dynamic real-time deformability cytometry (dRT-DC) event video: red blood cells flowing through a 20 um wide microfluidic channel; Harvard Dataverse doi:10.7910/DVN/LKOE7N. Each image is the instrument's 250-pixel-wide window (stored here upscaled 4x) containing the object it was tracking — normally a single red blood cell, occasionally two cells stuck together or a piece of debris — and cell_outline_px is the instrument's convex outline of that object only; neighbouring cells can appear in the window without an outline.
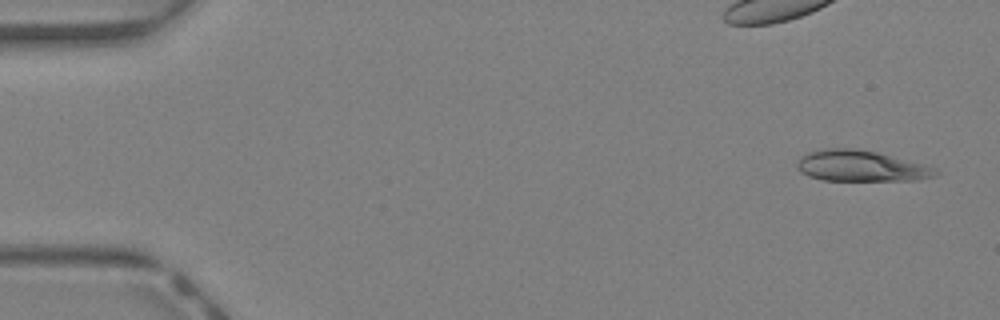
{"species": "Egyptian fruit bat (a non-hibernating species)", "species_latin": "Rousettus aegyptiacus", "temperature_condition": "warm", "stored_images_in_passage": 43, "camera_frame_rate_fps": 3000, "um_per_image_px": 0.085, "animal": {"sex": "female"}, "frame": {"image": 1, "passage_image": 2, "time_ms": 0.333, "image_size_px": [1000, 320], "cell_outline_px": [[940, 172], [936, 176], [916, 180], [820, 180], [808, 176], [800, 172], [796, 168], [796, 160], [808, 152], [824, 148], [856, 148], [876, 152], [924, 164], [936, 168]], "centroid_in_image_um": [73.14, 14.11], "position_along_channel_um": 11.9, "area_um2": 25.14}}
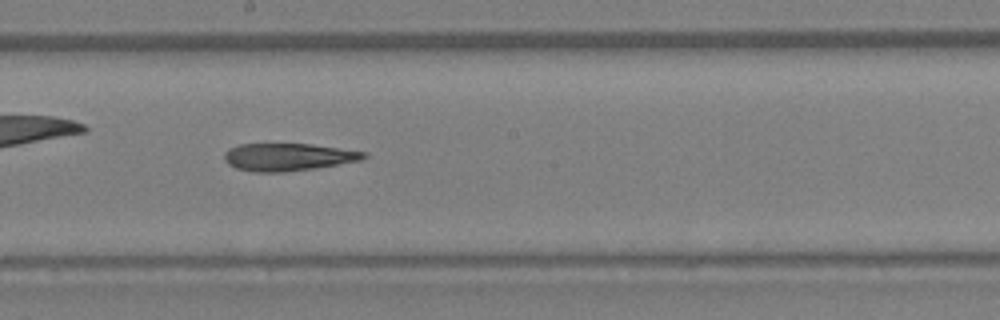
{"frame": {"image": 2, "passage_image": 24, "time_ms": 7.667, "image_size_px": [1000, 320], "cell_outline_px": [[368, 156], [360, 160], [316, 168], [284, 172], [252, 172], [236, 168], [228, 164], [224, 160], [224, 152], [228, 148], [240, 144], [312, 144], [368, 152]], "centroid_in_image_um": [24.47, 13.34], "position_along_channel_um": 223.7, "area_um2": 22.48}}
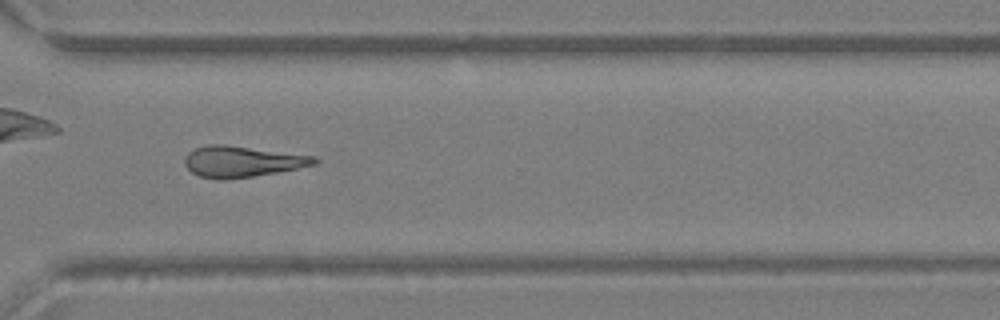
{"frame": {"image": 3, "passage_image": 32, "time_ms": 10.333, "image_size_px": [1000, 320], "cell_outline_px": [[320, 160], [316, 164], [276, 172], [252, 176], [224, 180], [220, 180], [200, 176], [192, 172], [184, 164], [184, 160], [188, 152], [196, 148], [208, 144], [224, 144], [316, 156]], "centroid_in_image_um": [20.57, 13.72], "position_along_channel_um": 350.0, "area_um2": 23.35}}